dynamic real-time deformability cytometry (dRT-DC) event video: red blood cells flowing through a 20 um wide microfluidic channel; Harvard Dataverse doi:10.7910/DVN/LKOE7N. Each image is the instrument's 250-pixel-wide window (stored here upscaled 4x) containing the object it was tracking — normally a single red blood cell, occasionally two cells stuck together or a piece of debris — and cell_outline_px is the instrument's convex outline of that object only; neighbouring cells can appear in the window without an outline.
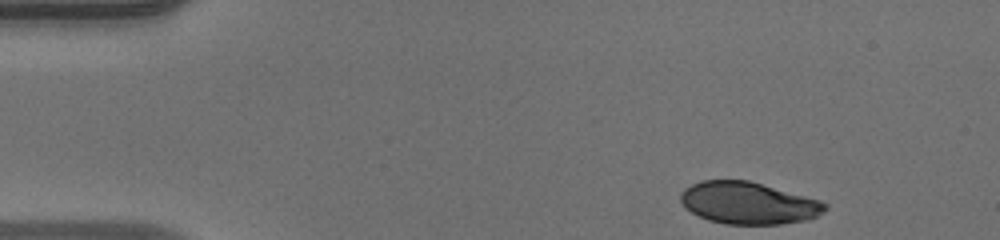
{"species": "human", "species_latin": "Homo sapiens", "temperature_condition": "warm", "stored_images_in_passage": 37, "camera_frame_rate_fps": 3000, "um_per_image_px": 0.085, "donor": {"sex": "male"}, "frame": {"image": 1, "passage_image": 1, "time_ms": 0.0, "image_size_px": [1000, 240], "cell_outline_px": [[828, 208], [824, 212], [808, 220], [780, 224], [724, 224], [708, 220], [684, 208], [680, 200], [680, 192], [684, 188], [700, 180], [748, 180], [820, 200], [828, 204]], "centroid_in_image_um": [63.6, 17.26], "position_along_channel_um": 21.4, "area_um2": 35.55}}
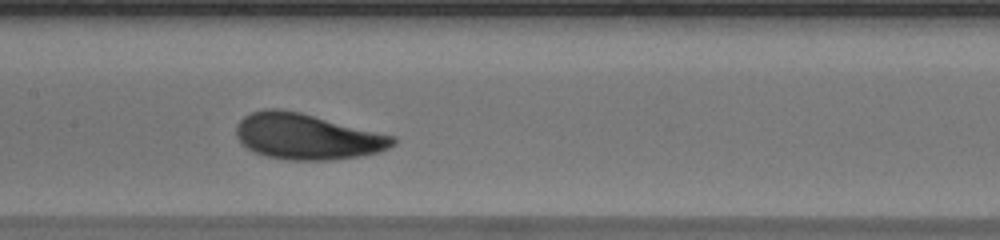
{"frame": {"image": 2, "passage_image": 20, "time_ms": 6.333, "image_size_px": [1000, 240], "cell_outline_px": [[396, 144], [380, 152], [360, 156], [324, 160], [288, 160], [268, 156], [256, 152], [240, 144], [236, 136], [236, 124], [244, 116], [252, 112], [264, 108], [280, 108], [300, 112], [396, 136]], "centroid_in_image_um": [26.09, 11.59], "position_along_channel_um": 181.3, "area_um2": 41.96}}
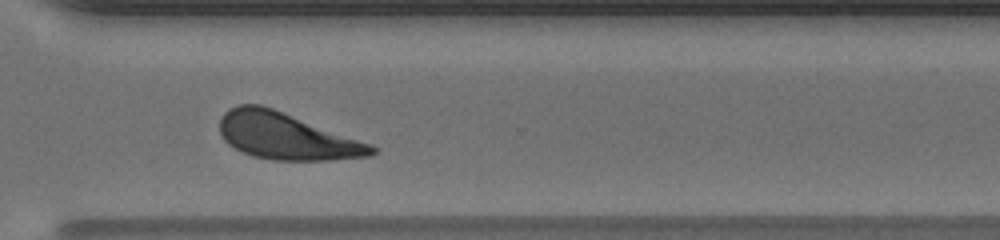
{"frame": {"image": 3, "passage_image": 32, "time_ms": 10.333, "image_size_px": [1000, 240], "cell_outline_px": [[380, 148], [372, 156], [328, 160], [272, 160], [252, 156], [228, 144], [224, 140], [220, 132], [220, 116], [228, 108], [240, 104], [260, 104], [272, 108], [372, 144]], "centroid_in_image_um": [24.35, 11.58], "position_along_channel_um": 346.2, "area_um2": 41.27}, "authors_computed_cell_mechanics": {"area_um2": 40.8068, "velocity_mm_per_s": 4.137, "shape_relaxation_time_tau1_ms": 2.0929, "shape_relaxation_time_tau2_ms": null, "deformation_change_tau1": 0.1289, "deformation_change_tau2": null}}